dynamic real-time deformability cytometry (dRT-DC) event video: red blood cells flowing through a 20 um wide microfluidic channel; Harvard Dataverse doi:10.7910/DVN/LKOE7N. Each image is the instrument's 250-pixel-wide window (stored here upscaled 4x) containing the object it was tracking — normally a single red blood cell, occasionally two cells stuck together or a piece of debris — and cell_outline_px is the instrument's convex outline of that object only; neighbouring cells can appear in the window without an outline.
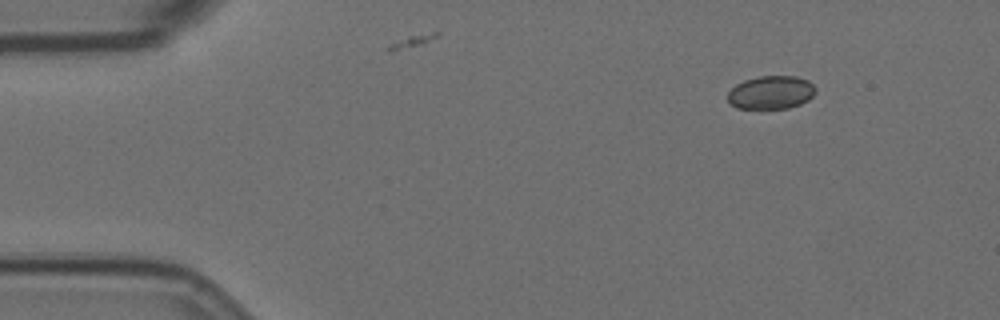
{"species": "Egyptian fruit bat (a non-hibernating species)", "species_latin": "Rousettus aegyptiacus", "temperature_condition": "room temperature", "stored_images_in_passage": 2, "camera_frame_rate_fps": 3000, "um_per_image_px": 0.085, "animal": {"sex": "female"}, "frame": {"image": 1, "passage_image": 2, "time_ms": 2.0, "image_size_px": [1000, 320], "cell_outline_px": [[816, 92], [808, 100], [800, 104], [788, 108], [736, 108], [728, 100], [728, 92], [736, 84], [744, 80], [760, 76], [796, 76], [808, 80], [816, 88]], "centroid_in_image_um": [65.55, 7.85], "position_along_channel_um": 19.4, "area_um2": 16.99}}